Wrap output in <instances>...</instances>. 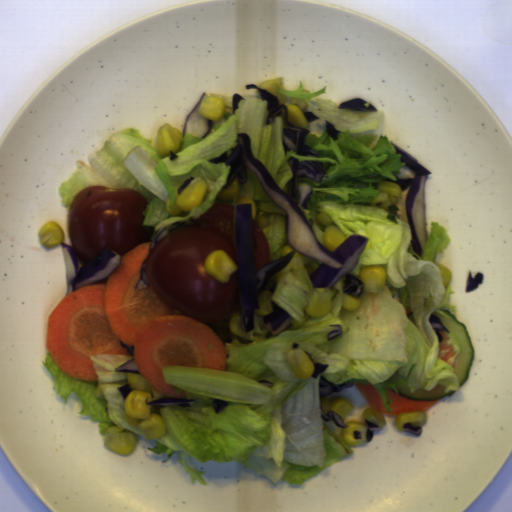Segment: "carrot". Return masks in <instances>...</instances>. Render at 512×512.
Masks as SVG:
<instances>
[{"instance_id": "1", "label": "carrot", "mask_w": 512, "mask_h": 512, "mask_svg": "<svg viewBox=\"0 0 512 512\" xmlns=\"http://www.w3.org/2000/svg\"><path fill=\"white\" fill-rule=\"evenodd\" d=\"M150 242L136 245L120 258L105 283L80 287L53 308L47 318L45 349L67 376L96 381L91 355L132 354L141 378L168 398H186L165 383L166 366L225 370L226 345L206 323L174 313L149 288L136 290Z\"/></svg>"}, {"instance_id": "2", "label": "carrot", "mask_w": 512, "mask_h": 512, "mask_svg": "<svg viewBox=\"0 0 512 512\" xmlns=\"http://www.w3.org/2000/svg\"><path fill=\"white\" fill-rule=\"evenodd\" d=\"M358 391L362 394L369 408H373L382 415L398 417L402 412H422L434 407L439 400H412L397 394L394 391H388V401L394 399L389 406L392 407L390 412L386 411L383 399L379 391L371 383L365 385L362 383L355 384Z\"/></svg>"}]
</instances>
